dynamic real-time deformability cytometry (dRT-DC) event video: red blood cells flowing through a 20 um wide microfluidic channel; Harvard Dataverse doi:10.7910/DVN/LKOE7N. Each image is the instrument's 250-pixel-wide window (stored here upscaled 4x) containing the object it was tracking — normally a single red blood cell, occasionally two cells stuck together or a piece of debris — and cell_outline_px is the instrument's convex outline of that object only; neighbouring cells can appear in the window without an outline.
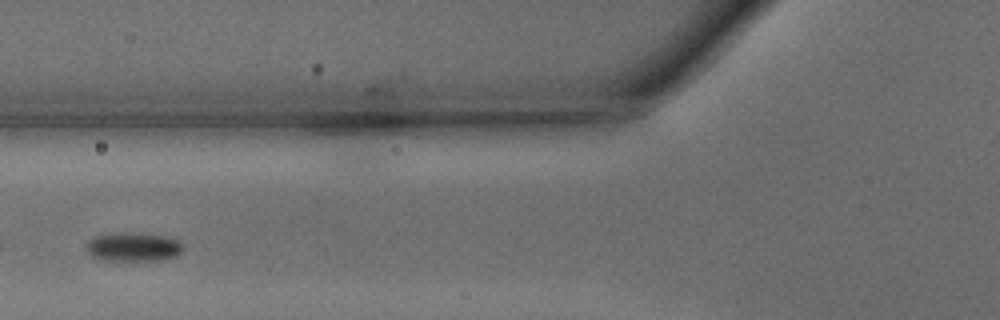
{"species": "common noctule bat (a hibernating species)", "species_latin": "Nyctalus noctula", "temperature_condition": "warm", "stored_images_in_passage": 28, "segment_of_instrument_passage": [2, 2], "camera_frame_rate_fps": 3000, "um_per_image_px": 0.085, "animal": {"sex": "male", "body_mass_g": 15.6}, "frame": {"image": 1, "passage_image": 9, "time_ms": 2.667, "image_size_px": [1000, 320], "cell_outline_px": [[184, 248], [176, 256], [164, 260], [100, 260], [92, 256], [88, 252], [88, 240], [96, 236], [120, 232], [132, 232], [168, 236], [180, 240], [184, 244]], "centroid_in_image_um": [11.4, 20.98], "position_along_channel_um": 114.4, "area_um2": 16.47}}
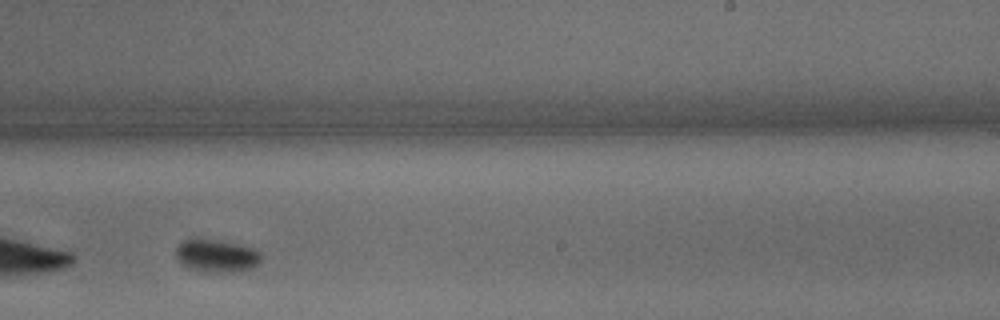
{"frame": {"image": 2, "passage_image": 20, "time_ms": 6.333, "image_size_px": [1000, 320], "cell_outline_px": [[260, 260], [252, 268], [232, 272], [220, 272], [188, 268], [176, 256], [176, 244], [180, 240], [192, 236], [196, 236], [256, 248], [260, 252]], "centroid_in_image_um": [18.35, 21.68], "position_along_channel_um": 270.6, "area_um2": 16.42}}
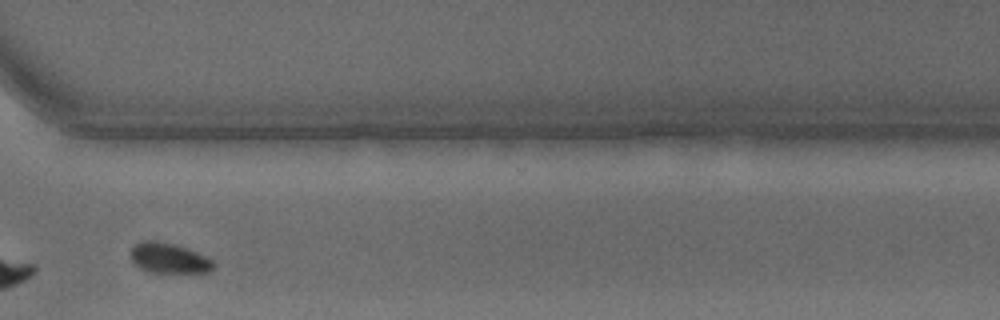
{"frame": {"image": 3, "passage_image": 26, "time_ms": 8.333, "image_size_px": [1000, 320], "cell_outline_px": [[216, 264], [208, 272], [152, 272], [140, 268], [132, 260], [132, 248], [140, 240], [156, 240], [172, 244], [184, 248], [204, 256], [212, 260]], "centroid_in_image_um": [14.34, 21.94], "position_along_channel_um": 356.3, "area_um2": 14.16}}